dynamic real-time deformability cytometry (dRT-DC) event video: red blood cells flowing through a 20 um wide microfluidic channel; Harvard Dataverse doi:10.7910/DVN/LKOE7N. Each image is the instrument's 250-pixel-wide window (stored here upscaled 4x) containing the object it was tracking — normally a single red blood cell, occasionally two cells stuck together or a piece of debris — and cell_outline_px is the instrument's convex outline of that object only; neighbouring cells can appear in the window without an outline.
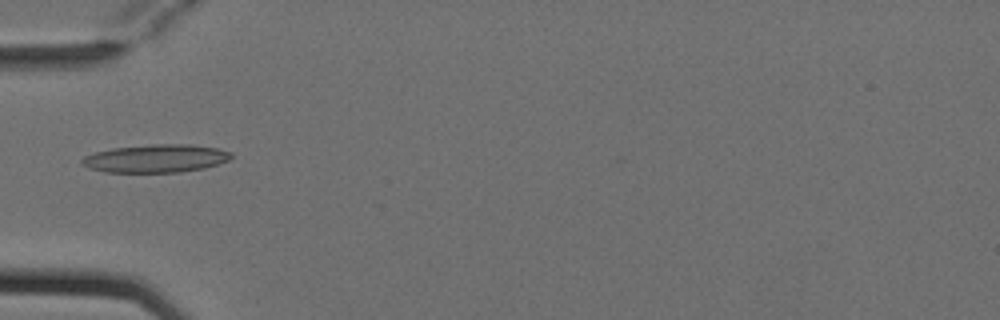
{"species": "Egyptian fruit bat (a non-hibernating species)", "species_latin": "Rousettus aegyptiacus", "temperature_condition": "cold", "stored_images_in_passage": 1, "camera_frame_rate_fps": 3000, "um_per_image_px": 0.085, "animal": {"sex": "female"}, "frame": {"image": 1, "passage_image": 1, "time_ms": 0.0, "image_size_px": [1000, 320], "cell_outline_px": [[232, 156], [228, 160], [220, 164], [204, 168], [180, 172], [104, 172], [88, 168], [80, 160], [84, 156], [96, 152], [112, 148], [152, 144], [192, 144], [216, 148], [232, 152]], "centroid_in_image_um": [13.27, 13.46], "position_along_channel_um": 71.7, "area_um2": 24.45}}